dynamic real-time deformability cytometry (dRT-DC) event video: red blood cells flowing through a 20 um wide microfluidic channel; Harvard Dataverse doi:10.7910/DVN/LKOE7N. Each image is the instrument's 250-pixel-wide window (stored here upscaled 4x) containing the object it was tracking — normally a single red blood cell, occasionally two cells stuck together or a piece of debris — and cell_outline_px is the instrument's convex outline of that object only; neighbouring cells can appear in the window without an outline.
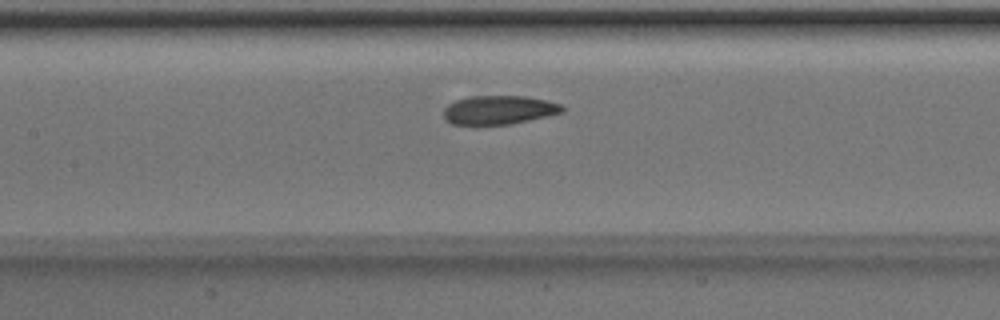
{"species": "Egyptian fruit bat (a non-hibernating species)", "species_latin": "Rousettus aegyptiacus", "temperature_condition": "room temperature", "stored_images_in_passage": 28, "camera_frame_rate_fps": 3000, "um_per_image_px": 0.085, "animal": {"sex": "male"}, "frame": {"image": 1, "passage_image": 8, "time_ms": 2.333, "image_size_px": [1000, 320], "cell_outline_px": [[564, 112], [512, 124], [452, 124], [444, 116], [444, 108], [452, 100], [468, 96], [524, 96], [544, 100], [560, 104], [564, 108]], "centroid_in_image_um": [42.38, 9.33], "position_along_channel_um": 165.0, "area_um2": 19.83}}
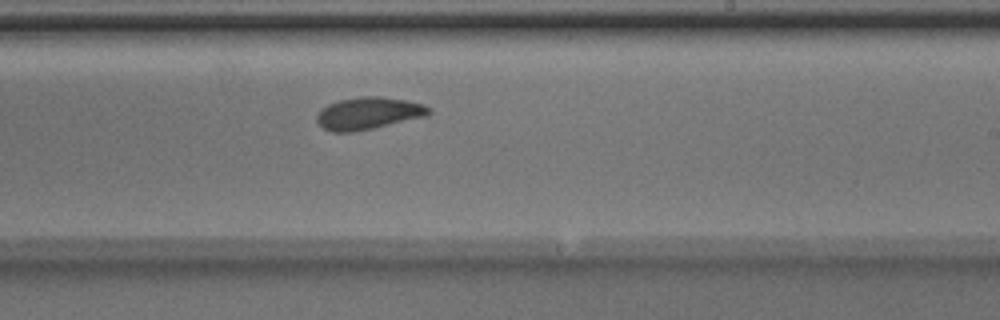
{"frame": {"image": 2, "passage_image": 15, "time_ms": 4.667, "image_size_px": [1000, 320], "cell_outline_px": [[432, 112], [428, 116], [372, 128], [352, 132], [332, 132], [324, 128], [316, 120], [316, 116], [328, 104], [340, 100], [360, 96], [380, 96], [404, 100], [424, 104], [432, 108]], "centroid_in_image_um": [31.36, 9.62], "position_along_channel_um": 257.6, "area_um2": 20.92}}
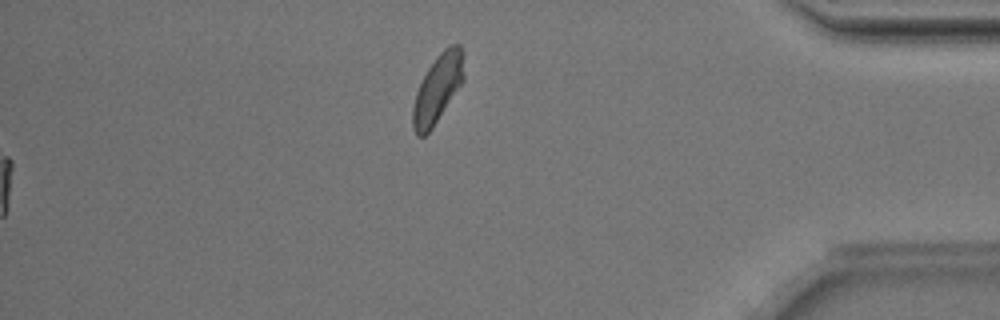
{"frame": {"image": 3, "passage_image": 28, "time_ms": 9.0, "image_size_px": [1000, 320], "cell_outline_px": [[464, 80], [432, 128], [424, 136], [416, 136], [412, 128], [412, 108], [416, 92], [428, 68], [436, 56], [448, 44], [460, 44], [464, 52]], "centroid_in_image_um": [37.21, 7.5], "position_along_channel_um": 398.0, "area_um2": 20.4}, "authors_computed_cell_mechanics": {"area_um2": 20.808, "velocity_mm_per_s": 3.9982, "shape_relaxation_time_tau1_ms": 2.8798, "shape_relaxation_time_tau2_ms": 2.3812, "deformation_change_tau1": 0.0918, "deformation_change_tau2": 0.0807}}